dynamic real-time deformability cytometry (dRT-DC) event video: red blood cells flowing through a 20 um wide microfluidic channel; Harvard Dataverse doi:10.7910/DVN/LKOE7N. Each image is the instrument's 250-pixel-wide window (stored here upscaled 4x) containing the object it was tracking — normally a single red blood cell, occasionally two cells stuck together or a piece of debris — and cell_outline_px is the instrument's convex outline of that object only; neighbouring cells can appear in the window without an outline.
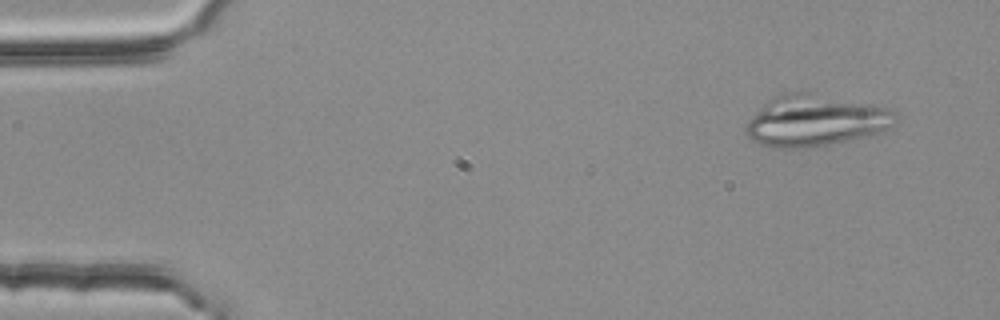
{"species": "common noctule bat (a hibernating species)", "species_latin": "Nyctalus noctula", "temperature_condition": "room temperature", "stored_images_in_passage": 3, "camera_frame_rate_fps": 3000, "um_per_image_px": 0.085, "animal": {"sex": "female", "body_mass_g": 25.1}, "frame": {"image": 1, "passage_image": 1, "time_ms": 0.0, "image_size_px": [1000, 320], "cell_outline_px": [[896, 116], [892, 124], [888, 128], [880, 132], [864, 136], [828, 144], [796, 148], [772, 148], [760, 144], [752, 140], [744, 132], [744, 128], [748, 120], [768, 100], [788, 92], [804, 92], [868, 104], [888, 108], [896, 112]], "centroid_in_image_um": [69.23, 10.27], "position_along_channel_um": 15.8, "area_um2": 43.7}}